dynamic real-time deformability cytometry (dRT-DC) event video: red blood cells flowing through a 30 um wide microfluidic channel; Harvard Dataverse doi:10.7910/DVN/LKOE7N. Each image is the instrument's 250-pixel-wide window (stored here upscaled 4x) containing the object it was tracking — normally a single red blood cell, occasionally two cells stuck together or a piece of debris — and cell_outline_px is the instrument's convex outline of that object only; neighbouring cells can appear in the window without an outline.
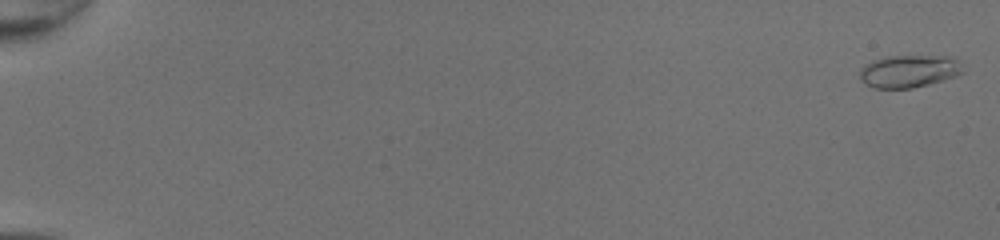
{"species": "common noctule bat (a hibernating species)", "species_latin": "Nyctalus noctula", "temperature_condition": "room temperature", "stored_images_in_passage": 52, "camera_frame_rate_fps": 3000, "um_per_image_px": 0.085, "animal": {"sex": "female", "body_mass_g": 20.0, "forearm_length_mm": 54.0}, "frame": {"image": 1, "passage_image": 2, "time_ms": 0.333, "image_size_px": [1000, 240], "cell_outline_px": [[964, 72], [956, 76], [928, 84], [912, 88], [872, 88], [864, 84], [860, 80], [860, 68], [864, 64], [872, 60], [888, 56], [952, 56], [956, 60]], "centroid_in_image_um": [77.21, 6.05], "position_along_channel_um": 7.8, "area_um2": 19.59}}
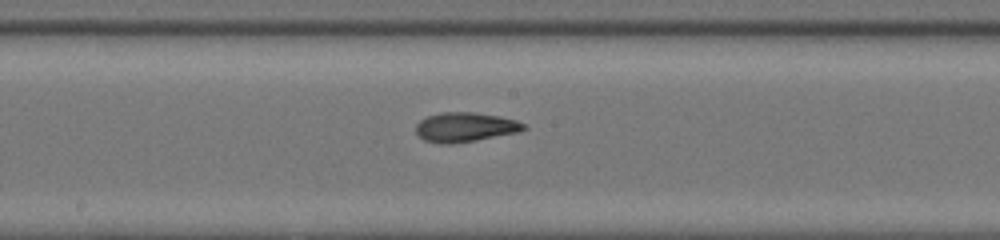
{"frame": {"image": 2, "passage_image": 31, "time_ms": 10.0, "image_size_px": [1000, 240], "cell_outline_px": [[528, 128], [520, 132], [476, 140], [452, 144], [440, 144], [424, 140], [416, 132], [416, 124], [420, 120], [428, 116], [440, 112], [476, 112], [500, 116], [516, 120], [528, 124]], "centroid_in_image_um": [39.58, 10.8], "position_along_channel_um": 208.6, "area_um2": 18.79}}
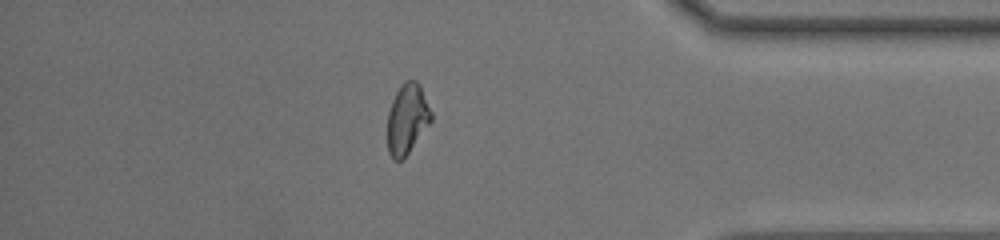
{"frame": {"image": 3, "passage_image": 46, "time_ms": 15.0, "image_size_px": [1000, 240], "cell_outline_px": [[432, 120], [404, 160], [396, 160], [388, 152], [388, 112], [392, 100], [396, 92], [404, 80], [416, 80], [420, 84], [432, 112]], "centroid_in_image_um": [34.62, 10.1], "position_along_channel_um": 400.6, "area_um2": 17.98}, "authors_computed_cell_mechanics": {"area_um2": 18.1492, "velocity_mm_per_s": 4.2774, "shape_relaxation_time_tau1_ms": 5.4886, "shape_relaxation_time_tau2_ms": 1.1998, "deformation_change_tau1": 0.2236, "deformation_change_tau2": 0.061}}